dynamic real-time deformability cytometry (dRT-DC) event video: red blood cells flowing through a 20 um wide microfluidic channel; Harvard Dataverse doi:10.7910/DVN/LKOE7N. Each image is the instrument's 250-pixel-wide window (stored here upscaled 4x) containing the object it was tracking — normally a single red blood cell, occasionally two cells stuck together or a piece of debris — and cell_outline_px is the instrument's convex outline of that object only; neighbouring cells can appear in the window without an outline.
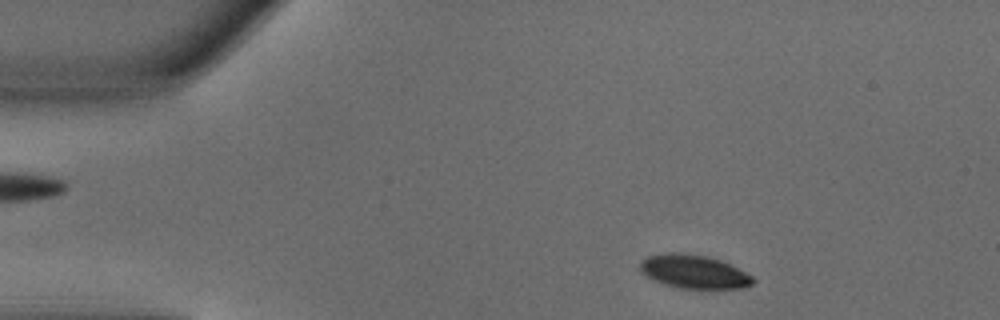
{"species": "common noctule bat (a hibernating species)", "species_latin": "Nyctalus noctula", "temperature_condition": "warm", "stored_images_in_passage": 45, "camera_frame_rate_fps": 3000, "um_per_image_px": 0.085, "animal": {"sex": "male", "body_mass_g": 18.8}, "frame": {"image": 1, "passage_image": 3, "time_ms": 0.667, "image_size_px": [1000, 320], "cell_outline_px": [[756, 280], [752, 284], [744, 288], [680, 288], [664, 284], [652, 280], [640, 272], [640, 260], [648, 256], [704, 256], [720, 260], [752, 276]], "centroid_in_image_um": [59.0, 23.16], "position_along_channel_um": 26.0, "area_um2": 20.98}}
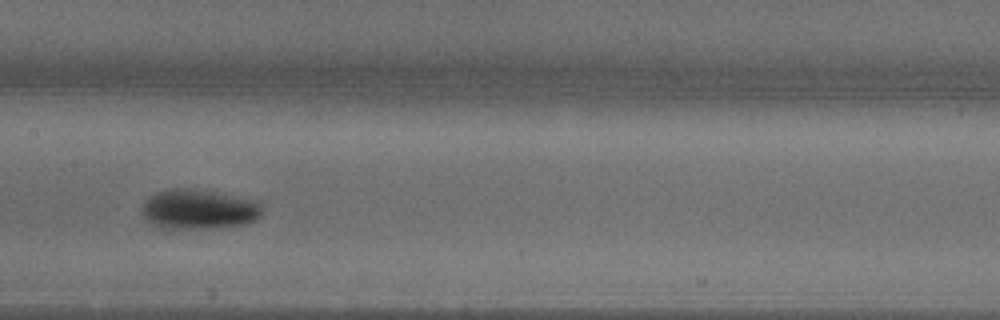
{"frame": {"image": 2, "passage_image": 20, "time_ms": 6.333, "image_size_px": [1000, 320], "cell_outline_px": [[264, 208], [260, 216], [256, 220], [248, 224], [212, 228], [160, 228], [152, 224], [140, 212], [144, 200], [148, 196], [156, 192], [172, 188], [192, 188], [260, 200]], "centroid_in_image_um": [16.93, 17.78], "position_along_channel_um": 190.5, "area_um2": 28.44}}
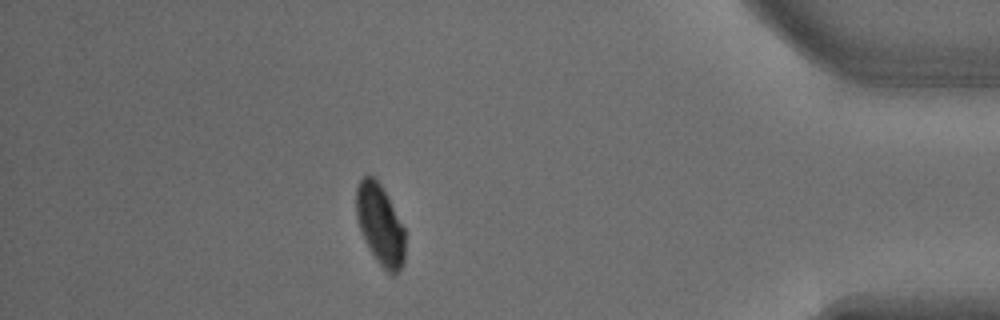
{"frame": {"image": 3, "passage_image": 39, "time_ms": 12.667, "image_size_px": [1000, 320], "cell_outline_px": [[404, 264], [396, 276], [392, 276], [376, 260], [360, 228], [356, 216], [356, 188], [360, 180], [364, 176], [372, 176], [380, 184], [404, 228]], "centroid_in_image_um": [32.32, 19.13], "position_along_channel_um": 402.9, "area_um2": 22.43}, "authors_computed_cell_mechanics": {"area_um2": 24.3916, "velocity_mm_per_s": 4.0311, "shape_relaxation_time_tau1_ms": 2.7481, "shape_relaxation_time_tau2_ms": null, "deformation_change_tau1": 0.1607, "deformation_change_tau2": null}}